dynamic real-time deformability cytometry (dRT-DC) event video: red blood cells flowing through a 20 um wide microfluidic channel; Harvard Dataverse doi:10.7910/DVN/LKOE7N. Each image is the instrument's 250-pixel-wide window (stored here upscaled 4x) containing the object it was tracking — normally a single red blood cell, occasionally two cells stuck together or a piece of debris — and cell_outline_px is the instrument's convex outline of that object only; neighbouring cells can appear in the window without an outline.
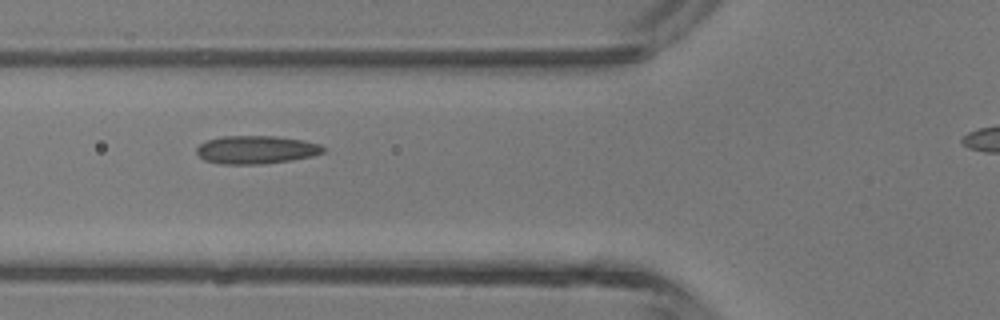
{"species": "common noctule bat (a hibernating species)", "species_latin": "Nyctalus noctula", "temperature_condition": "room temperature", "stored_images_in_passage": 3, "camera_frame_rate_fps": 3000, "um_per_image_px": 0.085, "animal": {"sex": "male", "body_mass_g": 13.3}, "frame": {"image": 1, "passage_image": 2, "time_ms": 1.333, "image_size_px": [1000, 320], "cell_outline_px": [[328, 148], [324, 152], [312, 156], [292, 160], [260, 164], [220, 164], [204, 160], [196, 152], [196, 148], [200, 144], [208, 140], [220, 136], [276, 136], [304, 140], [320, 144]], "centroid_in_image_um": [21.8, 12.72], "position_along_channel_um": 104.0, "area_um2": 20.92}}
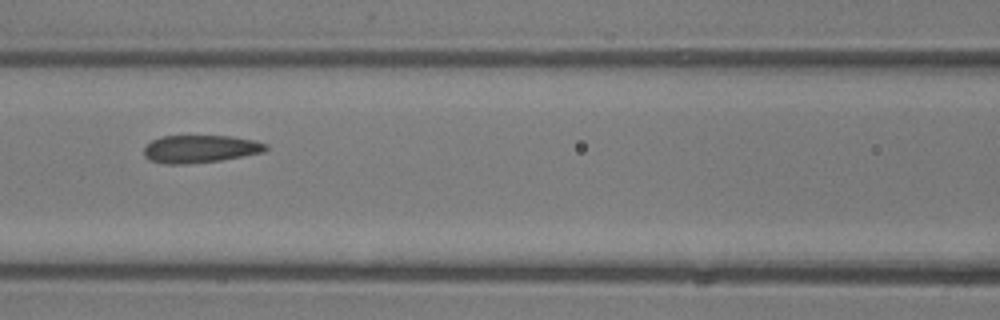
{"frame": {"image": 2, "passage_image": 3, "time_ms": 2.333, "image_size_px": [1000, 320], "cell_outline_px": [[268, 148], [264, 152], [220, 160], [188, 164], [164, 164], [148, 160], [144, 156], [144, 148], [152, 140], [160, 136], [232, 136], [256, 140], [268, 144]], "centroid_in_image_um": [17.02, 12.66], "position_along_channel_um": 149.6, "area_um2": 19.83}}